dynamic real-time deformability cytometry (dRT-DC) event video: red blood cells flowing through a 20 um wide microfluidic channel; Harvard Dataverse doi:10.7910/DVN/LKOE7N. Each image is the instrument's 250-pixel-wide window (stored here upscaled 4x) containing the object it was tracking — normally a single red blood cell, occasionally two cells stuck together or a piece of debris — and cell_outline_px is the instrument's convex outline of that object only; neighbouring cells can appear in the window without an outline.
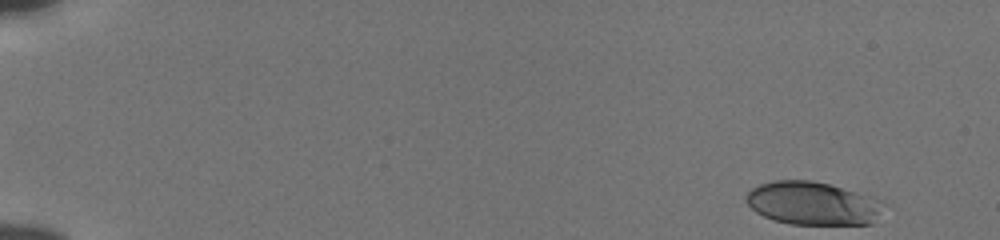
{"species": "human", "species_latin": "Homo sapiens", "temperature_condition": "cold", "stored_images_in_passage": 52, "camera_frame_rate_fps": 3000, "um_per_image_px": 0.085, "donor": {"sex": "male"}, "frame": {"image": 1, "passage_image": 1, "time_ms": 0.0, "image_size_px": [1000, 240], "cell_outline_px": [[880, 208], [872, 224], [792, 224], [772, 220], [756, 212], [744, 200], [748, 192], [752, 188], [760, 184], [772, 180], [812, 180], [828, 184], [872, 196], [880, 204]], "centroid_in_image_um": [68.99, 17.28], "position_along_channel_um": 16.0, "area_um2": 34.16}}
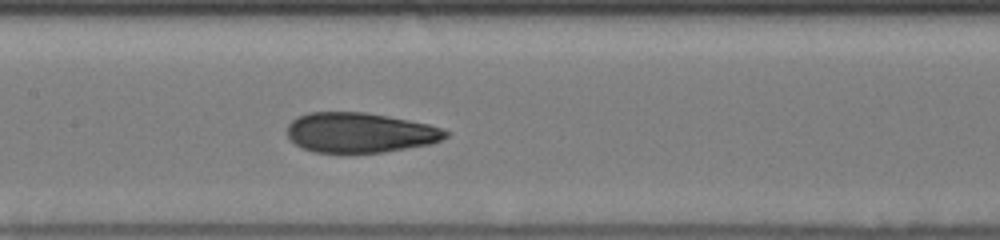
{"frame": {"image": 2, "passage_image": 26, "time_ms": 8.333, "image_size_px": [1000, 240], "cell_outline_px": [[452, 132], [448, 136], [440, 140], [428, 144], [384, 152], [312, 152], [296, 144], [288, 136], [288, 124], [296, 116], [308, 112], [364, 112], [388, 116], [428, 124]], "centroid_in_image_um": [30.58, 11.26], "position_along_channel_um": 176.8, "area_um2": 36.7}}
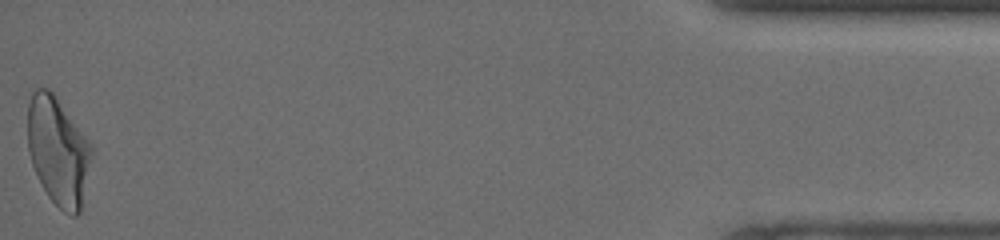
{"frame": {"image": 3, "passage_image": 52, "time_ms": 17.0, "image_size_px": [1000, 240], "cell_outline_px": [[92, 152], [80, 212], [76, 216], [72, 216], [64, 212], [48, 196], [32, 164], [28, 148], [28, 104], [32, 92], [36, 88], [48, 88], [56, 96], [92, 144]], "centroid_in_image_um": [4.93, 12.81], "position_along_channel_um": 430.3, "area_um2": 39.88}, "authors_computed_cell_mechanics": {"area_um2": 37.3099, "velocity_mm_per_s": 3.8324, "shape_relaxation_time_tau1_ms": 5.211, "shape_relaxation_time_tau2_ms": 1.4092, "deformation_change_tau1": 0.1845, "deformation_change_tau2": 0.0804}}